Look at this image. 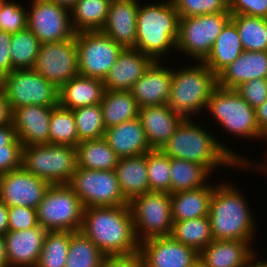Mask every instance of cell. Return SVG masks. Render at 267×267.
<instances>
[{
	"instance_id": "6da1fadb",
	"label": "cell",
	"mask_w": 267,
	"mask_h": 267,
	"mask_svg": "<svg viewBox=\"0 0 267 267\" xmlns=\"http://www.w3.org/2000/svg\"><path fill=\"white\" fill-rule=\"evenodd\" d=\"M204 128L192 119H184L161 150L170 158L201 164L212 174L218 167L238 168L247 162L245 156L232 152Z\"/></svg>"
},
{
	"instance_id": "836d02e7",
	"label": "cell",
	"mask_w": 267,
	"mask_h": 267,
	"mask_svg": "<svg viewBox=\"0 0 267 267\" xmlns=\"http://www.w3.org/2000/svg\"><path fill=\"white\" fill-rule=\"evenodd\" d=\"M171 194L206 186L212 173L203 165L170 158Z\"/></svg>"
},
{
	"instance_id": "ffe728a7",
	"label": "cell",
	"mask_w": 267,
	"mask_h": 267,
	"mask_svg": "<svg viewBox=\"0 0 267 267\" xmlns=\"http://www.w3.org/2000/svg\"><path fill=\"white\" fill-rule=\"evenodd\" d=\"M54 108L28 105L11 112V122L23 147L49 144L50 117Z\"/></svg>"
},
{
	"instance_id": "8d00e7d4",
	"label": "cell",
	"mask_w": 267,
	"mask_h": 267,
	"mask_svg": "<svg viewBox=\"0 0 267 267\" xmlns=\"http://www.w3.org/2000/svg\"><path fill=\"white\" fill-rule=\"evenodd\" d=\"M40 46V41L28 28L12 34L10 42L12 68L14 70L33 69Z\"/></svg>"
},
{
	"instance_id": "9c48e42d",
	"label": "cell",
	"mask_w": 267,
	"mask_h": 267,
	"mask_svg": "<svg viewBox=\"0 0 267 267\" xmlns=\"http://www.w3.org/2000/svg\"><path fill=\"white\" fill-rule=\"evenodd\" d=\"M135 235L141 243L145 240L170 236L173 226L171 194L150 191L134 197L129 202Z\"/></svg>"
},
{
	"instance_id": "ee69618b",
	"label": "cell",
	"mask_w": 267,
	"mask_h": 267,
	"mask_svg": "<svg viewBox=\"0 0 267 267\" xmlns=\"http://www.w3.org/2000/svg\"><path fill=\"white\" fill-rule=\"evenodd\" d=\"M21 3L7 0L0 14V31L15 34L27 28V9Z\"/></svg>"
},
{
	"instance_id": "d6986e66",
	"label": "cell",
	"mask_w": 267,
	"mask_h": 267,
	"mask_svg": "<svg viewBox=\"0 0 267 267\" xmlns=\"http://www.w3.org/2000/svg\"><path fill=\"white\" fill-rule=\"evenodd\" d=\"M172 68L153 61L130 89L139 108L164 105L170 99Z\"/></svg>"
},
{
	"instance_id": "60d3db41",
	"label": "cell",
	"mask_w": 267,
	"mask_h": 267,
	"mask_svg": "<svg viewBox=\"0 0 267 267\" xmlns=\"http://www.w3.org/2000/svg\"><path fill=\"white\" fill-rule=\"evenodd\" d=\"M72 111L79 142L104 138L106 128L100 104L80 107Z\"/></svg>"
},
{
	"instance_id": "be15d7a7",
	"label": "cell",
	"mask_w": 267,
	"mask_h": 267,
	"mask_svg": "<svg viewBox=\"0 0 267 267\" xmlns=\"http://www.w3.org/2000/svg\"><path fill=\"white\" fill-rule=\"evenodd\" d=\"M6 1H7V0H0V14L2 13V9H3L4 3H5Z\"/></svg>"
},
{
	"instance_id": "2e32d148",
	"label": "cell",
	"mask_w": 267,
	"mask_h": 267,
	"mask_svg": "<svg viewBox=\"0 0 267 267\" xmlns=\"http://www.w3.org/2000/svg\"><path fill=\"white\" fill-rule=\"evenodd\" d=\"M50 184L23 167L0 175V201L8 207L37 209Z\"/></svg>"
},
{
	"instance_id": "484cf974",
	"label": "cell",
	"mask_w": 267,
	"mask_h": 267,
	"mask_svg": "<svg viewBox=\"0 0 267 267\" xmlns=\"http://www.w3.org/2000/svg\"><path fill=\"white\" fill-rule=\"evenodd\" d=\"M243 240H213L200 253L207 267H241L258 253Z\"/></svg>"
},
{
	"instance_id": "9a60e30c",
	"label": "cell",
	"mask_w": 267,
	"mask_h": 267,
	"mask_svg": "<svg viewBox=\"0 0 267 267\" xmlns=\"http://www.w3.org/2000/svg\"><path fill=\"white\" fill-rule=\"evenodd\" d=\"M33 69L58 89L79 75L76 34L64 41L41 44Z\"/></svg>"
},
{
	"instance_id": "ab89813d",
	"label": "cell",
	"mask_w": 267,
	"mask_h": 267,
	"mask_svg": "<svg viewBox=\"0 0 267 267\" xmlns=\"http://www.w3.org/2000/svg\"><path fill=\"white\" fill-rule=\"evenodd\" d=\"M79 143L75 117L72 110L56 106L50 117L49 144L70 145Z\"/></svg>"
},
{
	"instance_id": "3957f363",
	"label": "cell",
	"mask_w": 267,
	"mask_h": 267,
	"mask_svg": "<svg viewBox=\"0 0 267 267\" xmlns=\"http://www.w3.org/2000/svg\"><path fill=\"white\" fill-rule=\"evenodd\" d=\"M230 182L215 185L210 200L208 217L214 240H243L253 243L256 219L248 200Z\"/></svg>"
},
{
	"instance_id": "277c9868",
	"label": "cell",
	"mask_w": 267,
	"mask_h": 267,
	"mask_svg": "<svg viewBox=\"0 0 267 267\" xmlns=\"http://www.w3.org/2000/svg\"><path fill=\"white\" fill-rule=\"evenodd\" d=\"M137 11L135 49L161 61L175 49L179 36V14L172 0H161L144 5L140 2ZM161 58V59H160Z\"/></svg>"
},
{
	"instance_id": "e575fe53",
	"label": "cell",
	"mask_w": 267,
	"mask_h": 267,
	"mask_svg": "<svg viewBox=\"0 0 267 267\" xmlns=\"http://www.w3.org/2000/svg\"><path fill=\"white\" fill-rule=\"evenodd\" d=\"M170 236L198 253L214 240L208 216L173 222Z\"/></svg>"
},
{
	"instance_id": "4316f807",
	"label": "cell",
	"mask_w": 267,
	"mask_h": 267,
	"mask_svg": "<svg viewBox=\"0 0 267 267\" xmlns=\"http://www.w3.org/2000/svg\"><path fill=\"white\" fill-rule=\"evenodd\" d=\"M105 92L103 80L77 75L59 88L58 105L68 110L100 104Z\"/></svg>"
},
{
	"instance_id": "ac0fdd59",
	"label": "cell",
	"mask_w": 267,
	"mask_h": 267,
	"mask_svg": "<svg viewBox=\"0 0 267 267\" xmlns=\"http://www.w3.org/2000/svg\"><path fill=\"white\" fill-rule=\"evenodd\" d=\"M47 230L38 225L4 235L8 267H36Z\"/></svg>"
},
{
	"instance_id": "94428289",
	"label": "cell",
	"mask_w": 267,
	"mask_h": 267,
	"mask_svg": "<svg viewBox=\"0 0 267 267\" xmlns=\"http://www.w3.org/2000/svg\"><path fill=\"white\" fill-rule=\"evenodd\" d=\"M189 267H207L205 263L198 257Z\"/></svg>"
},
{
	"instance_id": "8fae6325",
	"label": "cell",
	"mask_w": 267,
	"mask_h": 267,
	"mask_svg": "<svg viewBox=\"0 0 267 267\" xmlns=\"http://www.w3.org/2000/svg\"><path fill=\"white\" fill-rule=\"evenodd\" d=\"M230 20V12L180 18L176 50L191 56L196 62H203Z\"/></svg>"
},
{
	"instance_id": "f1b7e54d",
	"label": "cell",
	"mask_w": 267,
	"mask_h": 267,
	"mask_svg": "<svg viewBox=\"0 0 267 267\" xmlns=\"http://www.w3.org/2000/svg\"><path fill=\"white\" fill-rule=\"evenodd\" d=\"M215 184L171 194L173 222L208 216Z\"/></svg>"
},
{
	"instance_id": "b9f144b4",
	"label": "cell",
	"mask_w": 267,
	"mask_h": 267,
	"mask_svg": "<svg viewBox=\"0 0 267 267\" xmlns=\"http://www.w3.org/2000/svg\"><path fill=\"white\" fill-rule=\"evenodd\" d=\"M149 192H168L171 194L170 157L162 150L152 149L146 153Z\"/></svg>"
},
{
	"instance_id": "d4e9b609",
	"label": "cell",
	"mask_w": 267,
	"mask_h": 267,
	"mask_svg": "<svg viewBox=\"0 0 267 267\" xmlns=\"http://www.w3.org/2000/svg\"><path fill=\"white\" fill-rule=\"evenodd\" d=\"M104 139L120 158L138 156L152 150L138 117L107 128Z\"/></svg>"
},
{
	"instance_id": "91938a15",
	"label": "cell",
	"mask_w": 267,
	"mask_h": 267,
	"mask_svg": "<svg viewBox=\"0 0 267 267\" xmlns=\"http://www.w3.org/2000/svg\"><path fill=\"white\" fill-rule=\"evenodd\" d=\"M49 1L54 2L59 6L65 7L70 10L76 4L77 0H49Z\"/></svg>"
},
{
	"instance_id": "5b68a950",
	"label": "cell",
	"mask_w": 267,
	"mask_h": 267,
	"mask_svg": "<svg viewBox=\"0 0 267 267\" xmlns=\"http://www.w3.org/2000/svg\"><path fill=\"white\" fill-rule=\"evenodd\" d=\"M218 86L217 76L203 63L172 68L169 107L184 119L206 109L211 94Z\"/></svg>"
},
{
	"instance_id": "8992f818",
	"label": "cell",
	"mask_w": 267,
	"mask_h": 267,
	"mask_svg": "<svg viewBox=\"0 0 267 267\" xmlns=\"http://www.w3.org/2000/svg\"><path fill=\"white\" fill-rule=\"evenodd\" d=\"M224 131L232 136L260 140L262 130L256 121V110L235 89L217 86L206 106Z\"/></svg>"
},
{
	"instance_id": "f5cc1de1",
	"label": "cell",
	"mask_w": 267,
	"mask_h": 267,
	"mask_svg": "<svg viewBox=\"0 0 267 267\" xmlns=\"http://www.w3.org/2000/svg\"><path fill=\"white\" fill-rule=\"evenodd\" d=\"M11 121V112L8 106L5 92L0 86V125H4Z\"/></svg>"
},
{
	"instance_id": "30bf717a",
	"label": "cell",
	"mask_w": 267,
	"mask_h": 267,
	"mask_svg": "<svg viewBox=\"0 0 267 267\" xmlns=\"http://www.w3.org/2000/svg\"><path fill=\"white\" fill-rule=\"evenodd\" d=\"M10 112L28 106H58L59 89L34 69L12 70L0 80Z\"/></svg>"
},
{
	"instance_id": "f546056e",
	"label": "cell",
	"mask_w": 267,
	"mask_h": 267,
	"mask_svg": "<svg viewBox=\"0 0 267 267\" xmlns=\"http://www.w3.org/2000/svg\"><path fill=\"white\" fill-rule=\"evenodd\" d=\"M244 51L235 24L230 20L217 36L203 63L218 76Z\"/></svg>"
},
{
	"instance_id": "603a6c76",
	"label": "cell",
	"mask_w": 267,
	"mask_h": 267,
	"mask_svg": "<svg viewBox=\"0 0 267 267\" xmlns=\"http://www.w3.org/2000/svg\"><path fill=\"white\" fill-rule=\"evenodd\" d=\"M153 60L136 49H123L103 80L105 90L130 91Z\"/></svg>"
},
{
	"instance_id": "83f0119b",
	"label": "cell",
	"mask_w": 267,
	"mask_h": 267,
	"mask_svg": "<svg viewBox=\"0 0 267 267\" xmlns=\"http://www.w3.org/2000/svg\"><path fill=\"white\" fill-rule=\"evenodd\" d=\"M115 173L121 193L128 202L136 196L149 192L146 154L121 157Z\"/></svg>"
},
{
	"instance_id": "5bb4252c",
	"label": "cell",
	"mask_w": 267,
	"mask_h": 267,
	"mask_svg": "<svg viewBox=\"0 0 267 267\" xmlns=\"http://www.w3.org/2000/svg\"><path fill=\"white\" fill-rule=\"evenodd\" d=\"M27 10V28L41 44L74 38L70 10L49 0H32Z\"/></svg>"
},
{
	"instance_id": "1f68e13d",
	"label": "cell",
	"mask_w": 267,
	"mask_h": 267,
	"mask_svg": "<svg viewBox=\"0 0 267 267\" xmlns=\"http://www.w3.org/2000/svg\"><path fill=\"white\" fill-rule=\"evenodd\" d=\"M76 154L77 166L91 170H115L120 159L104 138L79 142Z\"/></svg>"
},
{
	"instance_id": "4fadbf2b",
	"label": "cell",
	"mask_w": 267,
	"mask_h": 267,
	"mask_svg": "<svg viewBox=\"0 0 267 267\" xmlns=\"http://www.w3.org/2000/svg\"><path fill=\"white\" fill-rule=\"evenodd\" d=\"M79 75L104 80L123 48L101 31L76 33Z\"/></svg>"
},
{
	"instance_id": "6f0895ef",
	"label": "cell",
	"mask_w": 267,
	"mask_h": 267,
	"mask_svg": "<svg viewBox=\"0 0 267 267\" xmlns=\"http://www.w3.org/2000/svg\"><path fill=\"white\" fill-rule=\"evenodd\" d=\"M0 267H8L4 236H0Z\"/></svg>"
},
{
	"instance_id": "bcb514c9",
	"label": "cell",
	"mask_w": 267,
	"mask_h": 267,
	"mask_svg": "<svg viewBox=\"0 0 267 267\" xmlns=\"http://www.w3.org/2000/svg\"><path fill=\"white\" fill-rule=\"evenodd\" d=\"M254 109L267 99V79H253L242 83L235 89Z\"/></svg>"
},
{
	"instance_id": "680465c9",
	"label": "cell",
	"mask_w": 267,
	"mask_h": 267,
	"mask_svg": "<svg viewBox=\"0 0 267 267\" xmlns=\"http://www.w3.org/2000/svg\"><path fill=\"white\" fill-rule=\"evenodd\" d=\"M258 256L252 257L245 265H242L241 267H267V261L265 260H256Z\"/></svg>"
},
{
	"instance_id": "9f6ffc18",
	"label": "cell",
	"mask_w": 267,
	"mask_h": 267,
	"mask_svg": "<svg viewBox=\"0 0 267 267\" xmlns=\"http://www.w3.org/2000/svg\"><path fill=\"white\" fill-rule=\"evenodd\" d=\"M257 161H258V163L256 161H254L255 162L254 163L253 160L248 159L247 162L243 166H239V168L240 169L242 168L244 170H246L245 168H247V170L248 169H251L252 170L254 168V170L258 169V171H260L261 173L265 172L267 174V163L265 164L262 161H260V162H259V160H257Z\"/></svg>"
},
{
	"instance_id": "44dd1931",
	"label": "cell",
	"mask_w": 267,
	"mask_h": 267,
	"mask_svg": "<svg viewBox=\"0 0 267 267\" xmlns=\"http://www.w3.org/2000/svg\"><path fill=\"white\" fill-rule=\"evenodd\" d=\"M138 0H112L101 32L123 49H135Z\"/></svg>"
},
{
	"instance_id": "7c38bea8",
	"label": "cell",
	"mask_w": 267,
	"mask_h": 267,
	"mask_svg": "<svg viewBox=\"0 0 267 267\" xmlns=\"http://www.w3.org/2000/svg\"><path fill=\"white\" fill-rule=\"evenodd\" d=\"M85 208L129 205L121 193L115 170L77 167L67 183Z\"/></svg>"
},
{
	"instance_id": "c3c4849f",
	"label": "cell",
	"mask_w": 267,
	"mask_h": 267,
	"mask_svg": "<svg viewBox=\"0 0 267 267\" xmlns=\"http://www.w3.org/2000/svg\"><path fill=\"white\" fill-rule=\"evenodd\" d=\"M23 145H6L0 148V175L22 167Z\"/></svg>"
},
{
	"instance_id": "6125c7cd",
	"label": "cell",
	"mask_w": 267,
	"mask_h": 267,
	"mask_svg": "<svg viewBox=\"0 0 267 267\" xmlns=\"http://www.w3.org/2000/svg\"><path fill=\"white\" fill-rule=\"evenodd\" d=\"M261 139L262 141H264V139L267 141V127L262 131Z\"/></svg>"
},
{
	"instance_id": "7402d4cb",
	"label": "cell",
	"mask_w": 267,
	"mask_h": 267,
	"mask_svg": "<svg viewBox=\"0 0 267 267\" xmlns=\"http://www.w3.org/2000/svg\"><path fill=\"white\" fill-rule=\"evenodd\" d=\"M138 118L151 149L161 150L184 118L168 104L139 108Z\"/></svg>"
},
{
	"instance_id": "d6a6232c",
	"label": "cell",
	"mask_w": 267,
	"mask_h": 267,
	"mask_svg": "<svg viewBox=\"0 0 267 267\" xmlns=\"http://www.w3.org/2000/svg\"><path fill=\"white\" fill-rule=\"evenodd\" d=\"M112 0H77L70 9L74 31H101Z\"/></svg>"
},
{
	"instance_id": "db71d44e",
	"label": "cell",
	"mask_w": 267,
	"mask_h": 267,
	"mask_svg": "<svg viewBox=\"0 0 267 267\" xmlns=\"http://www.w3.org/2000/svg\"><path fill=\"white\" fill-rule=\"evenodd\" d=\"M256 110V121L259 128L263 131L267 127V99Z\"/></svg>"
},
{
	"instance_id": "7bdbcfd3",
	"label": "cell",
	"mask_w": 267,
	"mask_h": 267,
	"mask_svg": "<svg viewBox=\"0 0 267 267\" xmlns=\"http://www.w3.org/2000/svg\"><path fill=\"white\" fill-rule=\"evenodd\" d=\"M180 18L229 12L228 0H172Z\"/></svg>"
},
{
	"instance_id": "f6af8a7d",
	"label": "cell",
	"mask_w": 267,
	"mask_h": 267,
	"mask_svg": "<svg viewBox=\"0 0 267 267\" xmlns=\"http://www.w3.org/2000/svg\"><path fill=\"white\" fill-rule=\"evenodd\" d=\"M37 210L31 207H8V229L19 231L38 226Z\"/></svg>"
},
{
	"instance_id": "74e56055",
	"label": "cell",
	"mask_w": 267,
	"mask_h": 267,
	"mask_svg": "<svg viewBox=\"0 0 267 267\" xmlns=\"http://www.w3.org/2000/svg\"><path fill=\"white\" fill-rule=\"evenodd\" d=\"M105 255L81 231L71 232L65 267H99Z\"/></svg>"
},
{
	"instance_id": "4dcf8cb0",
	"label": "cell",
	"mask_w": 267,
	"mask_h": 267,
	"mask_svg": "<svg viewBox=\"0 0 267 267\" xmlns=\"http://www.w3.org/2000/svg\"><path fill=\"white\" fill-rule=\"evenodd\" d=\"M100 105L106 129L138 117L139 107L130 91L105 90Z\"/></svg>"
},
{
	"instance_id": "cb8c5ba5",
	"label": "cell",
	"mask_w": 267,
	"mask_h": 267,
	"mask_svg": "<svg viewBox=\"0 0 267 267\" xmlns=\"http://www.w3.org/2000/svg\"><path fill=\"white\" fill-rule=\"evenodd\" d=\"M218 86L236 89L253 79H267V51H243L218 76Z\"/></svg>"
},
{
	"instance_id": "7a4b0ae2",
	"label": "cell",
	"mask_w": 267,
	"mask_h": 267,
	"mask_svg": "<svg viewBox=\"0 0 267 267\" xmlns=\"http://www.w3.org/2000/svg\"><path fill=\"white\" fill-rule=\"evenodd\" d=\"M80 231L90 238L105 256L139 252L129 205L84 208Z\"/></svg>"
},
{
	"instance_id": "11a10c76",
	"label": "cell",
	"mask_w": 267,
	"mask_h": 267,
	"mask_svg": "<svg viewBox=\"0 0 267 267\" xmlns=\"http://www.w3.org/2000/svg\"><path fill=\"white\" fill-rule=\"evenodd\" d=\"M8 230V206L0 201V236H4Z\"/></svg>"
},
{
	"instance_id": "f35d334b",
	"label": "cell",
	"mask_w": 267,
	"mask_h": 267,
	"mask_svg": "<svg viewBox=\"0 0 267 267\" xmlns=\"http://www.w3.org/2000/svg\"><path fill=\"white\" fill-rule=\"evenodd\" d=\"M70 231H48L36 267H65Z\"/></svg>"
},
{
	"instance_id": "ba28073f",
	"label": "cell",
	"mask_w": 267,
	"mask_h": 267,
	"mask_svg": "<svg viewBox=\"0 0 267 267\" xmlns=\"http://www.w3.org/2000/svg\"><path fill=\"white\" fill-rule=\"evenodd\" d=\"M84 208L67 184L50 185L36 209L38 224L47 231H80Z\"/></svg>"
},
{
	"instance_id": "e0dca14e",
	"label": "cell",
	"mask_w": 267,
	"mask_h": 267,
	"mask_svg": "<svg viewBox=\"0 0 267 267\" xmlns=\"http://www.w3.org/2000/svg\"><path fill=\"white\" fill-rule=\"evenodd\" d=\"M144 267H189L199 253L171 236L157 237L140 243Z\"/></svg>"
},
{
	"instance_id": "681fc988",
	"label": "cell",
	"mask_w": 267,
	"mask_h": 267,
	"mask_svg": "<svg viewBox=\"0 0 267 267\" xmlns=\"http://www.w3.org/2000/svg\"><path fill=\"white\" fill-rule=\"evenodd\" d=\"M99 267H144L139 252L129 255L105 256Z\"/></svg>"
},
{
	"instance_id": "d590c367",
	"label": "cell",
	"mask_w": 267,
	"mask_h": 267,
	"mask_svg": "<svg viewBox=\"0 0 267 267\" xmlns=\"http://www.w3.org/2000/svg\"><path fill=\"white\" fill-rule=\"evenodd\" d=\"M244 51H267V19L248 15H231Z\"/></svg>"
},
{
	"instance_id": "816d5d0a",
	"label": "cell",
	"mask_w": 267,
	"mask_h": 267,
	"mask_svg": "<svg viewBox=\"0 0 267 267\" xmlns=\"http://www.w3.org/2000/svg\"><path fill=\"white\" fill-rule=\"evenodd\" d=\"M6 145H22L16 136V131L11 121L0 125V148H4Z\"/></svg>"
},
{
	"instance_id": "52a82bcc",
	"label": "cell",
	"mask_w": 267,
	"mask_h": 267,
	"mask_svg": "<svg viewBox=\"0 0 267 267\" xmlns=\"http://www.w3.org/2000/svg\"><path fill=\"white\" fill-rule=\"evenodd\" d=\"M22 167L50 185L67 184L78 167L76 147L57 144L25 146Z\"/></svg>"
},
{
	"instance_id": "7dc6e473",
	"label": "cell",
	"mask_w": 267,
	"mask_h": 267,
	"mask_svg": "<svg viewBox=\"0 0 267 267\" xmlns=\"http://www.w3.org/2000/svg\"><path fill=\"white\" fill-rule=\"evenodd\" d=\"M231 15H248L267 19V0H228Z\"/></svg>"
},
{
	"instance_id": "f907efd6",
	"label": "cell",
	"mask_w": 267,
	"mask_h": 267,
	"mask_svg": "<svg viewBox=\"0 0 267 267\" xmlns=\"http://www.w3.org/2000/svg\"><path fill=\"white\" fill-rule=\"evenodd\" d=\"M12 34L0 31V80L12 70L10 57V42Z\"/></svg>"
}]
</instances>
